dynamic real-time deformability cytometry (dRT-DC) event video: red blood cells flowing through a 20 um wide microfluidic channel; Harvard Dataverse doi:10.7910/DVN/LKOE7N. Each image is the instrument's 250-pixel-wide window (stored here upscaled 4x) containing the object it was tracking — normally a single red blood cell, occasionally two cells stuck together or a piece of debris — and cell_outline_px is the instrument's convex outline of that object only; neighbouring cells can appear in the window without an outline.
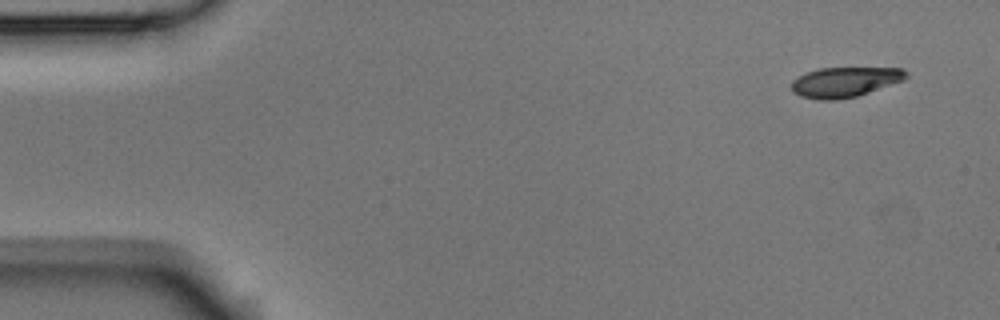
{"species": "Egyptian fruit bat (a non-hibernating species)", "species_latin": "Rousettus aegyptiacus", "temperature_condition": "room temperature", "stored_images_in_passage": 5, "camera_frame_rate_fps": 3000, "um_per_image_px": 0.085, "animal": {"sex": "male"}, "frame": {"image": 1, "passage_image": 1, "time_ms": 0.0, "image_size_px": [1000, 320], "cell_outline_px": [[908, 76], [904, 80], [856, 96], [832, 100], [820, 100], [800, 96], [792, 92], [792, 80], [808, 72], [820, 68], [904, 68], [908, 72]], "centroid_in_image_um": [71.82, 6.97], "position_along_channel_um": 13.2, "area_um2": 19.88}}
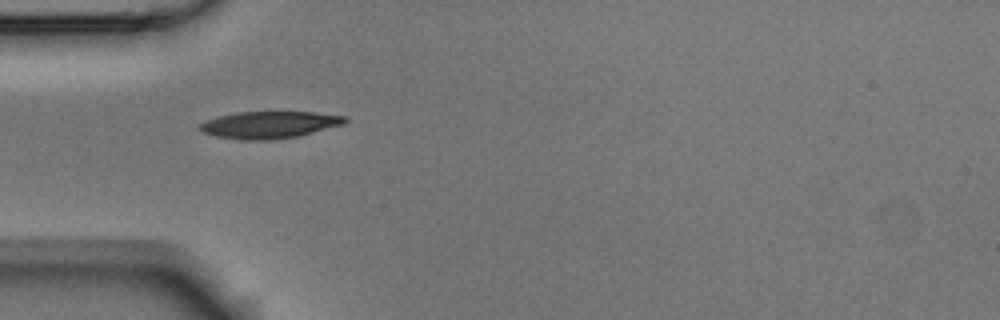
{"frame": {"image": 2, "passage_image": 4, "time_ms": 1.0, "image_size_px": [1000, 320], "cell_outline_px": [[348, 120], [344, 124], [296, 136], [272, 140], [244, 140], [216, 136], [204, 132], [196, 128], [200, 124], [208, 120], [220, 116], [236, 112], [312, 112], [348, 116]], "centroid_in_image_um": [22.91, 10.6], "position_along_channel_um": 62.1, "area_um2": 22.66}}
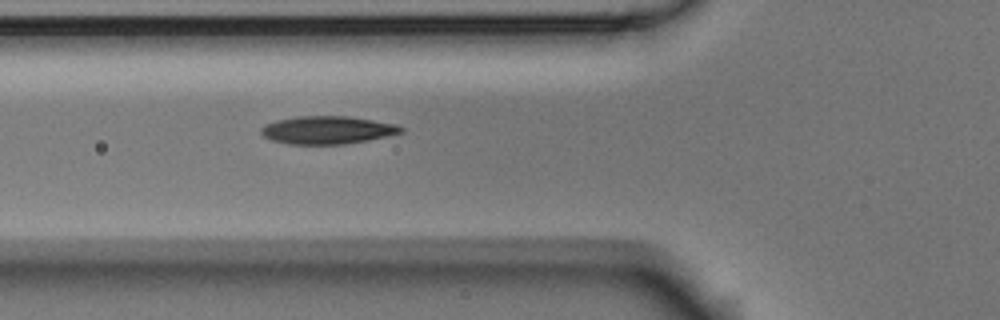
{"frame": {"image": 3, "passage_image": 5, "time_ms": 1.333, "image_size_px": [1000, 320], "cell_outline_px": [[404, 132], [368, 140], [344, 144], [288, 144], [272, 140], [264, 136], [260, 132], [260, 128], [264, 124], [276, 120], [296, 116], [348, 116], [396, 124], [404, 128]], "centroid_in_image_um": [27.8, 11.05], "position_along_channel_um": 98.0, "area_um2": 22.77}}